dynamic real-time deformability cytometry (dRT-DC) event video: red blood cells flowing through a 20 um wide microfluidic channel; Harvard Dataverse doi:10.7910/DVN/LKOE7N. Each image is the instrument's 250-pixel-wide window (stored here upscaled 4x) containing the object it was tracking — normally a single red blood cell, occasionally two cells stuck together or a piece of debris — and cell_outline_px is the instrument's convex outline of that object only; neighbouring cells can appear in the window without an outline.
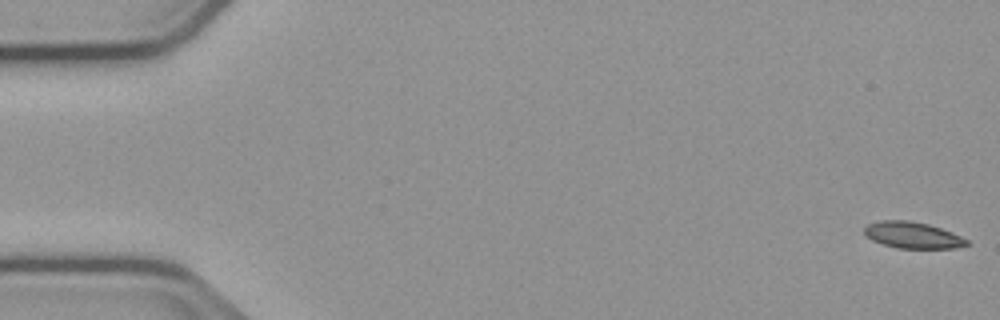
{"species": "common noctule bat (a hibernating species)", "species_latin": "Nyctalus noctula", "temperature_condition": "cold", "stored_images_in_passage": 56, "camera_frame_rate_fps": 3000, "um_per_image_px": 0.085, "animal": {"sex": "male", "body_mass_g": 23.1, "forearm_length_mm": 52.7}, "frame": {"image": 1, "passage_image": 1, "time_ms": 0.0, "image_size_px": [1000, 320], "cell_outline_px": [[968, 244], [952, 248], [896, 248], [872, 240], [864, 236], [864, 228], [868, 224], [880, 220], [908, 220], [928, 224], [952, 232], [968, 240]], "centroid_in_image_um": [77.52, 19.98], "position_along_channel_um": 7.5, "area_um2": 15.66}}
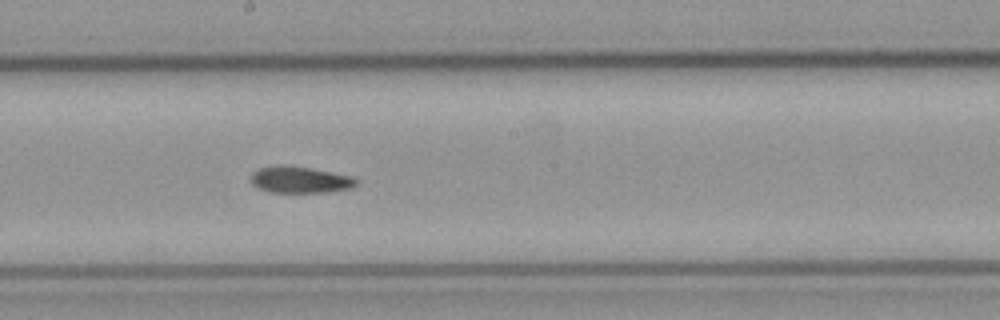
{"frame": {"image": 2, "passage_image": 30, "time_ms": 9.667, "image_size_px": [1000, 320], "cell_outline_px": [[356, 184], [352, 188], [332, 192], [272, 192], [260, 188], [252, 184], [252, 172], [260, 168], [276, 164], [284, 164], [312, 168], [352, 176], [356, 180]], "centroid_in_image_um": [25.51, 15.26], "position_along_channel_um": 222.7, "area_um2": 16.36}}
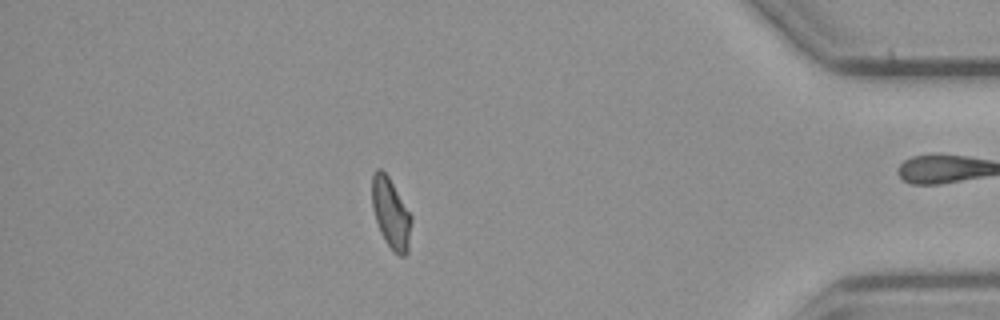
{"frame": {"image": 3, "passage_image": 48, "time_ms": 15.667, "image_size_px": [1000, 320], "cell_outline_px": [[412, 220], [408, 252], [404, 256], [400, 256], [384, 240], [380, 232], [372, 208], [372, 172], [376, 168], [380, 168], [388, 176], [412, 216]], "centroid_in_image_um": [33.22, 18.11], "position_along_channel_um": 402.0, "area_um2": 16.07}, "authors_computed_cell_mechanics": {"area_um2": 16.3574, "velocity_mm_per_s": 3.7525, "shape_relaxation_time_tau1_ms": null, "shape_relaxation_time_tau2_ms": 6.3069, "deformation_change_tau1": null, "deformation_change_tau2": 0.1208}}